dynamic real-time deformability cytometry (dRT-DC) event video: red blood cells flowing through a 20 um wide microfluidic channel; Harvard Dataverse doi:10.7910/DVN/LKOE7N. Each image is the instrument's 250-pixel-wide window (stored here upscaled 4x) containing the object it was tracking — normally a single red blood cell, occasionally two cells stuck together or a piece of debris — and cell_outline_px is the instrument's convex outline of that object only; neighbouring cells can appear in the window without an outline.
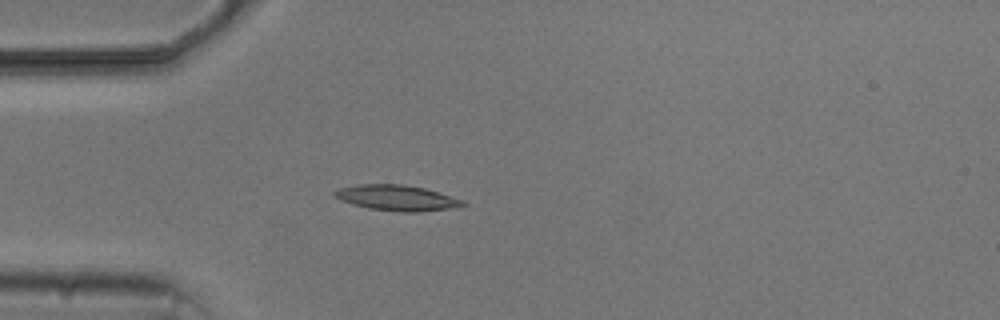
{"species": "common noctule bat (a hibernating species)", "species_latin": "Nyctalus noctula", "temperature_condition": "cold", "stored_images_in_passage": 3, "camera_frame_rate_fps": 3000, "um_per_image_px": 0.085, "animal": {"sex": "male", "body_mass_g": 20.5, "forearm_length_mm": 52.5}, "frame": {"image": 1, "passage_image": 3, "time_ms": 2.667, "image_size_px": [1000, 320], "cell_outline_px": [[468, 204], [448, 208], [416, 212], [400, 212], [368, 208], [352, 204], [340, 200], [332, 196], [332, 192], [340, 188], [356, 184], [404, 184], [424, 188], [464, 200]], "centroid_in_image_um": [33.67, 16.81], "position_along_channel_um": 51.3, "area_um2": 19.07}}